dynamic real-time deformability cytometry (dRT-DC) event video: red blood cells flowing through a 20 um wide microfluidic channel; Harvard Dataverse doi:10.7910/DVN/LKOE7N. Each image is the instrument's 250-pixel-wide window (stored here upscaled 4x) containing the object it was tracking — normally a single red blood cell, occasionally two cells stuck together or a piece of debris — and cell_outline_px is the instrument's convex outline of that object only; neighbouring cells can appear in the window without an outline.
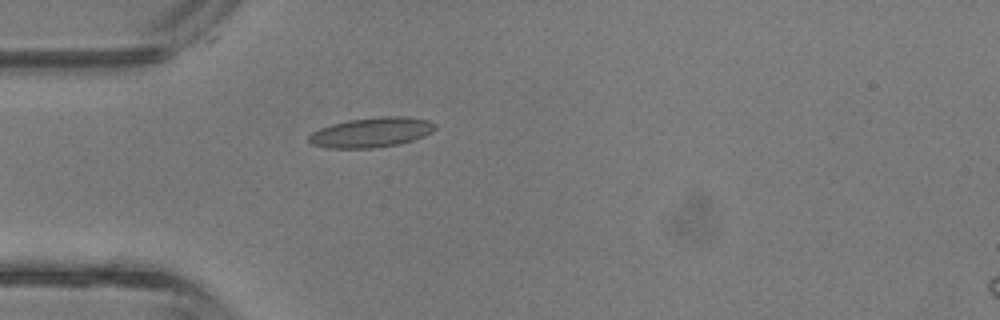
{"species": "common noctule bat (a hibernating species)", "species_latin": "Nyctalus noctula", "temperature_condition": "room temperature", "stored_images_in_passage": 31, "camera_frame_rate_fps": 3000, "um_per_image_px": 0.085, "animal": {"sex": "male", "body_mass_g": 13.3}, "frame": {"image": 1, "passage_image": 1, "time_ms": 0.0, "image_size_px": [1000, 320], "cell_outline_px": [[436, 128], [432, 132], [424, 136], [400, 144], [372, 148], [328, 148], [312, 144], [308, 140], [308, 136], [312, 132], [320, 128], [332, 124], [348, 120], [380, 116], [408, 116], [428, 120], [436, 124]], "centroid_in_image_um": [31.59, 11.24], "position_along_channel_um": 53.4, "area_um2": 22.08}}
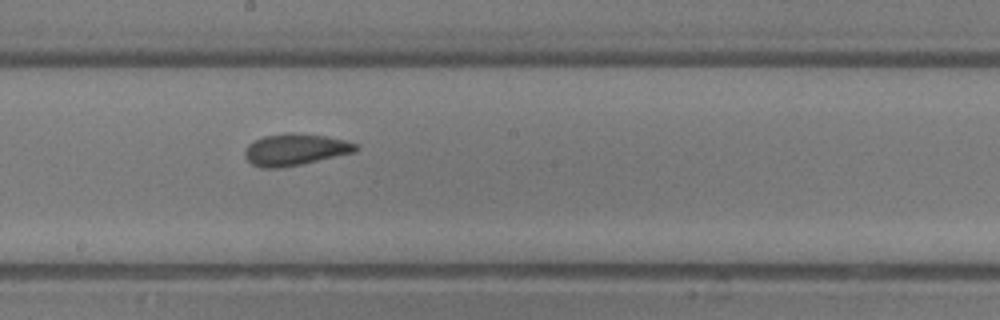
{"frame": {"image": 2, "passage_image": 12, "time_ms": 3.667, "image_size_px": [1000, 320], "cell_outline_px": [[360, 148], [356, 152], [300, 164], [280, 168], [260, 168], [252, 164], [244, 156], [244, 152], [248, 144], [264, 136], [288, 132], [292, 132], [324, 136], [344, 140], [356, 144]], "centroid_in_image_um": [25.08, 12.71], "position_along_channel_um": 223.1, "area_um2": 20.4}}
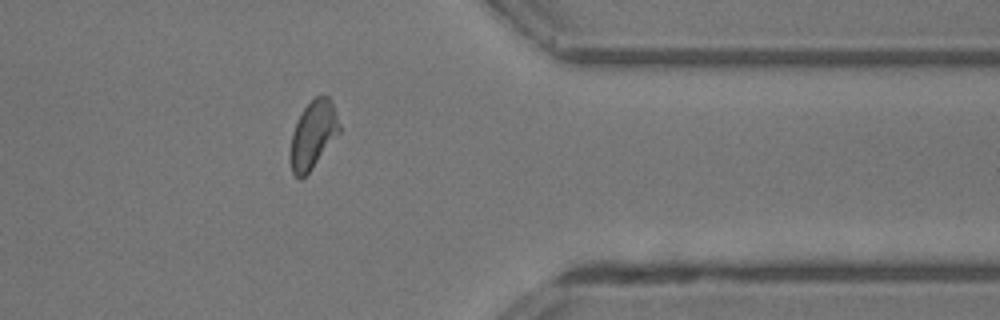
{"frame": {"image": 3, "passage_image": 23, "time_ms": 7.333, "image_size_px": [1000, 320], "cell_outline_px": [[340, 132], [312, 168], [300, 180], [292, 172], [292, 132], [304, 108], [316, 96], [328, 96], [332, 100], [340, 128]], "centroid_in_image_um": [26.64, 11.42], "position_along_channel_um": 384.8, "area_um2": 18.61}, "authors_computed_cell_mechanics": {"area_um2": 19.8832, "velocity_mm_per_s": 4.8203, "shape_relaxation_time_tau1_ms": 6.3848, "shape_relaxation_time_tau2_ms": 1.0198, "deformation_change_tau1": 0.1478, "deformation_change_tau2": 0.073}}